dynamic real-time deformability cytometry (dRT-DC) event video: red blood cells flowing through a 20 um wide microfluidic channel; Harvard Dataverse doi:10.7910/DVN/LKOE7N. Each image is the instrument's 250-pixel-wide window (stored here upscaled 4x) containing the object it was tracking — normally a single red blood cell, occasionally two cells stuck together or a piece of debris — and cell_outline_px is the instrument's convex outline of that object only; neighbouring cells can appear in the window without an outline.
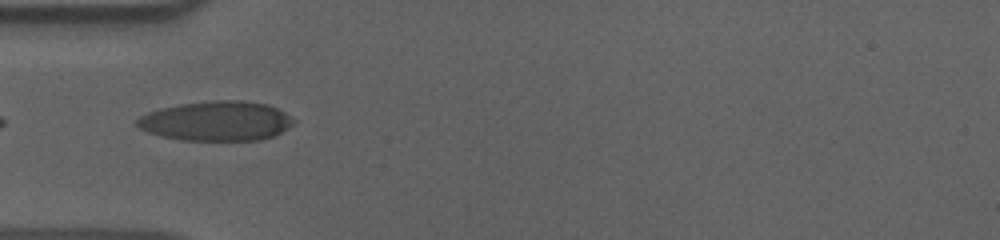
{"species": "human", "species_latin": "Homo sapiens", "temperature_condition": "cold", "stored_images_in_passage": 39, "camera_frame_rate_fps": 3000, "um_per_image_px": 0.085, "donor": {"sex": "male"}, "frame": {"image": 1, "passage_image": 1, "time_ms": 0.0, "image_size_px": [1000, 240], "cell_outline_px": [[296, 120], [288, 128], [272, 136], [260, 140], [180, 140], [160, 136], [148, 132], [140, 128], [136, 124], [136, 120], [140, 116], [148, 112], [160, 108], [180, 104], [212, 100], [240, 100], [268, 104], [284, 112]], "centroid_in_image_um": [18.38, 10.28], "position_along_channel_um": 66.6, "area_um2": 36.18}}
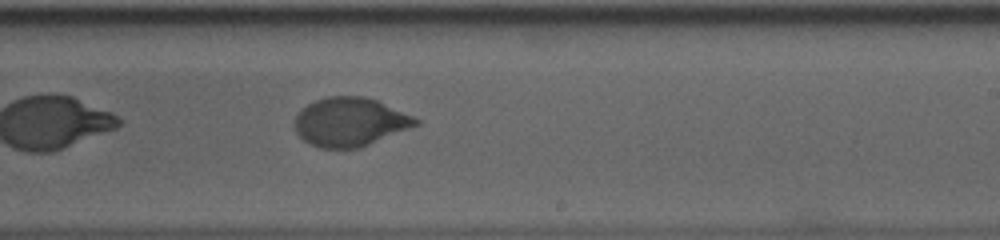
{"frame": {"image": 2, "passage_image": 17, "time_ms": 5.333, "image_size_px": [1000, 240], "cell_outline_px": [[420, 124], [360, 148], [320, 148], [308, 144], [296, 132], [296, 116], [308, 104], [316, 100], [328, 96], [364, 96], [376, 100], [412, 116], [420, 120]], "centroid_in_image_um": [29.75, 10.38], "position_along_channel_um": 259.2, "area_um2": 34.04}}
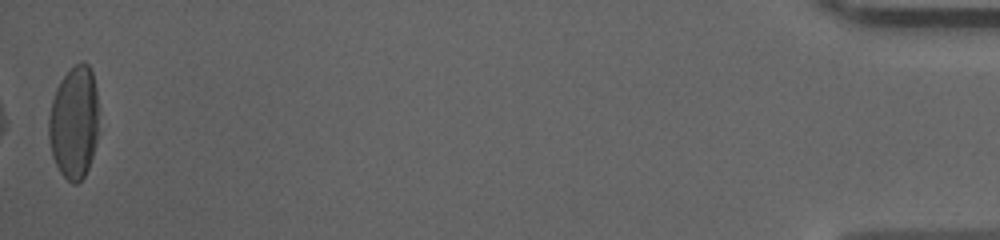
{"frame": {"image": 3, "passage_image": 39, "time_ms": 12.667, "image_size_px": [1000, 240], "cell_outline_px": [[96, 140], [92, 156], [88, 168], [84, 176], [76, 184], [72, 184], [60, 172], [52, 156], [48, 136], [48, 120], [52, 100], [56, 88], [60, 80], [80, 60], [84, 60], [88, 64], [92, 72], [96, 88]], "centroid_in_image_um": [6.26, 10.4], "position_along_channel_um": 428.9, "area_um2": 32.54}, "authors_computed_cell_mechanics": {"area_um2": 35.0846, "velocity_mm_per_s": 3.6189, "shape_relaxation_time_tau1_ms": 3.8338, "shape_relaxation_time_tau2_ms": 0.9759, "deformation_change_tau1": 0.1868, "deformation_change_tau2": 0.0448}}